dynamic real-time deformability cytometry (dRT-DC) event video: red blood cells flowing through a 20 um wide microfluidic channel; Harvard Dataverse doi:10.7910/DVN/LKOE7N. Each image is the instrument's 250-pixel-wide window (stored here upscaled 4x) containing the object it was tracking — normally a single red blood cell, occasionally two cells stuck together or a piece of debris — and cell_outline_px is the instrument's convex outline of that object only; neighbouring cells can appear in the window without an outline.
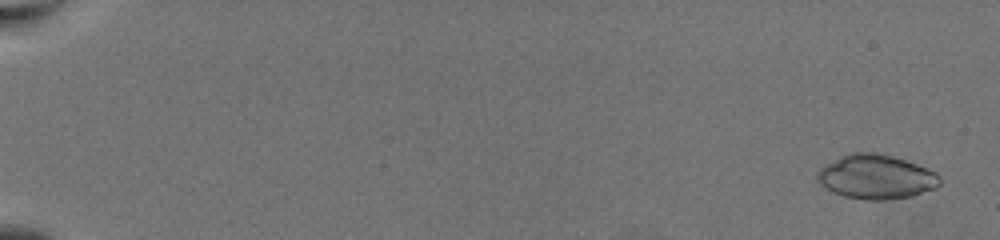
{"species": "common noctule bat (a hibernating species)", "species_latin": "Nyctalus noctula", "temperature_condition": "warm", "stored_images_in_passage": 64, "camera_frame_rate_fps": 3000, "um_per_image_px": 0.085, "animal": {"sex": "female", "body_mass_g": 19.5, "forearm_length_mm": 54.1}, "frame": {"image": 1, "passage_image": 3, "time_ms": 0.667, "image_size_px": [1000, 240], "cell_outline_px": [[940, 184], [932, 188], [908, 196], [884, 200], [864, 200], [844, 196], [832, 192], [820, 184], [816, 176], [820, 168], [840, 156], [848, 152], [876, 152], [892, 156], [916, 164], [932, 172], [940, 180]], "centroid_in_image_um": [74.37, 15.02], "position_along_channel_um": 10.6, "area_um2": 31.04}}
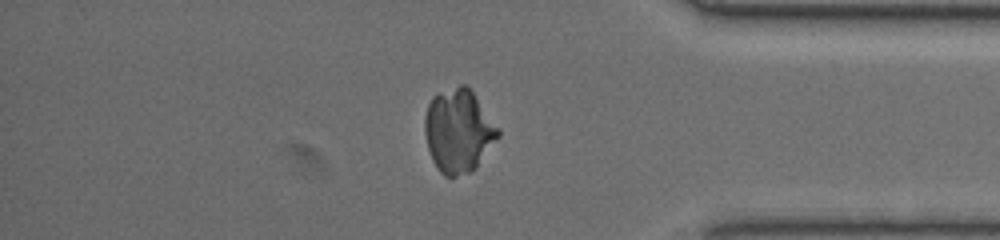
{"frame": {"image": 2, "passage_image": 56, "time_ms": 18.333, "image_size_px": [1000, 240], "cell_outline_px": [[500, 136], [476, 168], [468, 172], [456, 176], [444, 176], [440, 172], [432, 160], [428, 148], [424, 132], [424, 116], [428, 104], [432, 96], [460, 84], [464, 84], [472, 92], [500, 128]], "centroid_in_image_um": [38.97, 11.13], "position_along_channel_um": 396.2, "area_um2": 35.6}}
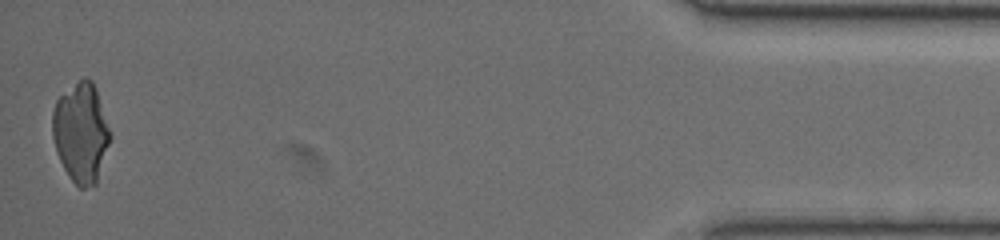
{"frame": {"image": 3, "passage_image": 64, "time_ms": 21.0, "image_size_px": [1000, 240], "cell_outline_px": [[112, 136], [96, 184], [84, 188], [80, 188], [68, 176], [56, 152], [52, 136], [52, 112], [56, 100], [60, 96], [84, 76], [92, 80]], "centroid_in_image_um": [6.87, 11.29], "position_along_channel_um": 428.3, "area_um2": 33.29}}